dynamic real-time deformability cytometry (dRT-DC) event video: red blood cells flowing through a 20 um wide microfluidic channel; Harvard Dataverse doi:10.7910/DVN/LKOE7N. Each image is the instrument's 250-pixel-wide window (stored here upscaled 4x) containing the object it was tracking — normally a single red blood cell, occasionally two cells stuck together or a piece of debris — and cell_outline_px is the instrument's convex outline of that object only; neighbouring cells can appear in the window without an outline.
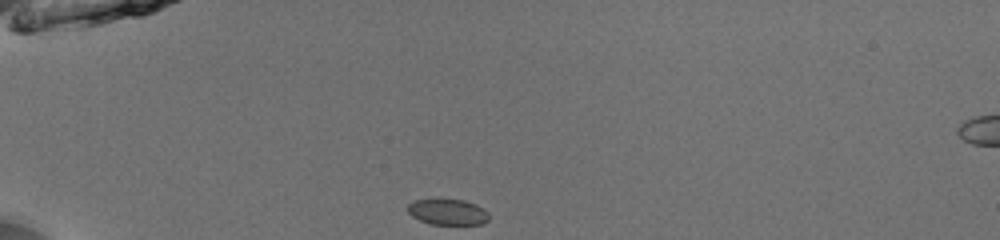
{"species": "common noctule bat (a hibernating species)", "species_latin": "Nyctalus noctula", "temperature_condition": "room temperature", "stored_images_in_passage": 38, "camera_frame_rate_fps": 3000, "um_per_image_px": 0.085, "animal": {"sex": "male", "body_mass_g": 13.0, "forearm_length_mm": 53.1}, "frame": {"image": 1, "passage_image": 1, "time_ms": 0.0, "image_size_px": [1000, 240], "cell_outline_px": [[488, 220], [484, 224], [432, 224], [420, 220], [412, 216], [408, 212], [408, 204], [412, 200], [464, 200], [476, 204], [484, 208], [488, 212]], "centroid_in_image_um": [38.08, 18.02], "position_along_channel_um": 46.9, "area_um2": 12.14}}
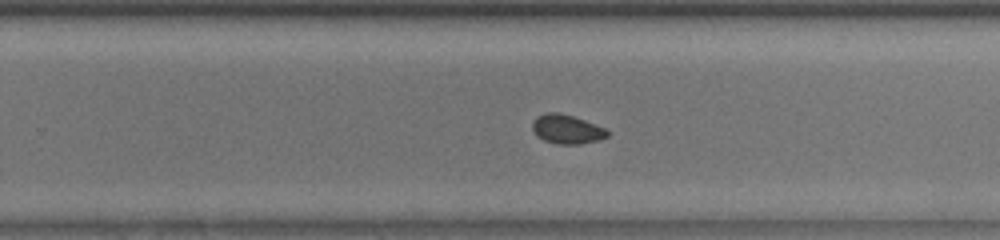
{"frame": {"image": 2, "passage_image": 21, "time_ms": 6.667, "image_size_px": [1000, 240], "cell_outline_px": [[608, 136], [600, 140], [580, 144], [556, 144], [544, 140], [536, 136], [532, 128], [532, 120], [536, 116], [548, 112], [556, 112], [572, 116], [584, 120], [604, 128], [608, 132]], "centroid_in_image_um": [48.14, 10.99], "position_along_channel_um": 281.7, "area_um2": 12.72}}
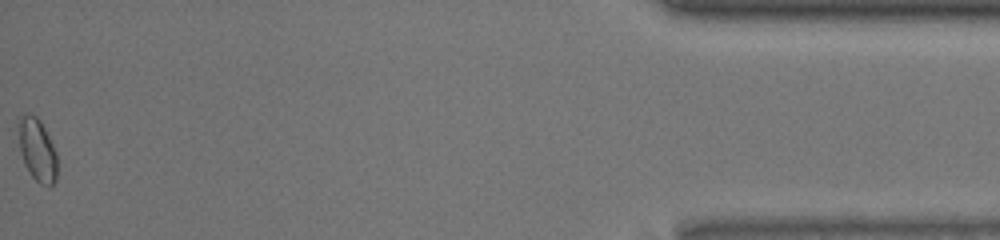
{"frame": {"image": 3, "passage_image": 38, "time_ms": 12.333, "image_size_px": [1000, 240], "cell_outline_px": [[56, 180], [48, 188], [40, 184], [32, 176], [24, 164], [20, 152], [16, 124], [16, 116], [24, 112], [28, 112], [36, 116], [40, 120], [56, 152]], "centroid_in_image_um": [3.1, 12.67], "position_along_channel_um": 432.1, "area_um2": 14.62}, "authors_computed_cell_mechanics": {"area_um2": 12.9472, "velocity_mm_per_s": 3.9775, "shape_relaxation_time_tau1_ms": null, "shape_relaxation_time_tau2_ms": 1.4633, "deformation_change_tau1": null, "deformation_change_tau2": 0.0429}}